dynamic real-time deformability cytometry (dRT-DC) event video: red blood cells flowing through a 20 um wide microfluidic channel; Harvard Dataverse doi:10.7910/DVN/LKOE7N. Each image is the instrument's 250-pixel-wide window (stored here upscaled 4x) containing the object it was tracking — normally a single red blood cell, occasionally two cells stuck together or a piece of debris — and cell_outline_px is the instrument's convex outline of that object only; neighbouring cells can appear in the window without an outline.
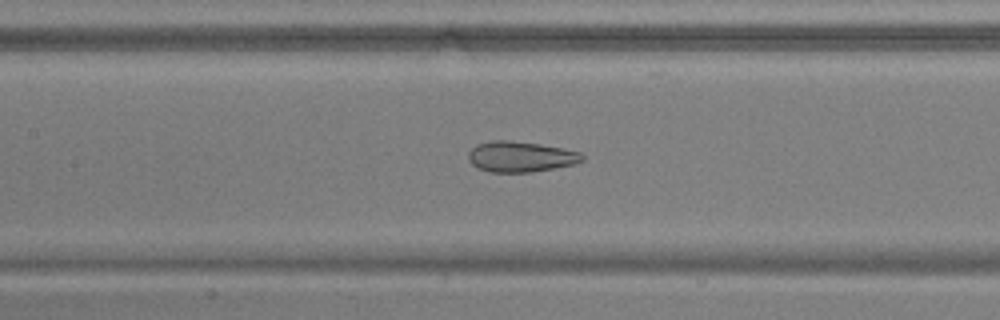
{"species": "common noctule bat (a hibernating species)", "species_latin": "Nyctalus noctula", "temperature_condition": "warm", "stored_images_in_passage": 53, "camera_frame_rate_fps": 3000, "um_per_image_px": 0.085, "animal": {"sex": "male", "body_mass_g": 17.9, "forearm_length_mm": 54.2}, "frame": {"image": 1, "passage_image": 25, "time_ms": 8.0, "image_size_px": [1000, 320], "cell_outline_px": [[584, 160], [572, 164], [532, 172], [488, 172], [476, 168], [468, 160], [468, 152], [476, 144], [492, 140], [508, 140], [540, 144], [564, 148], [580, 152], [584, 156]], "centroid_in_image_um": [44.21, 13.31], "position_along_channel_um": 163.2, "area_um2": 20.4}}
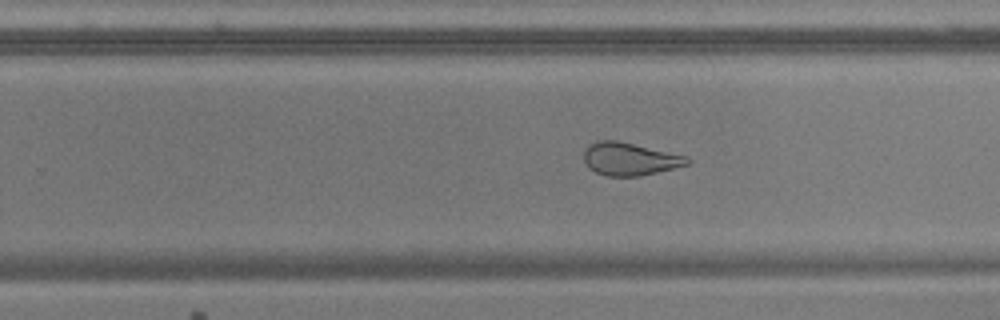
{"frame": {"image": 2, "passage_image": 34, "time_ms": 11.0, "image_size_px": [1000, 320], "cell_outline_px": [[692, 160], [688, 164], [640, 176], [608, 176], [596, 172], [588, 168], [584, 160], [584, 148], [588, 144], [600, 140], [616, 140], [688, 156]], "centroid_in_image_um": [53.5, 13.5], "position_along_channel_um": 276.3, "area_um2": 19.71}}
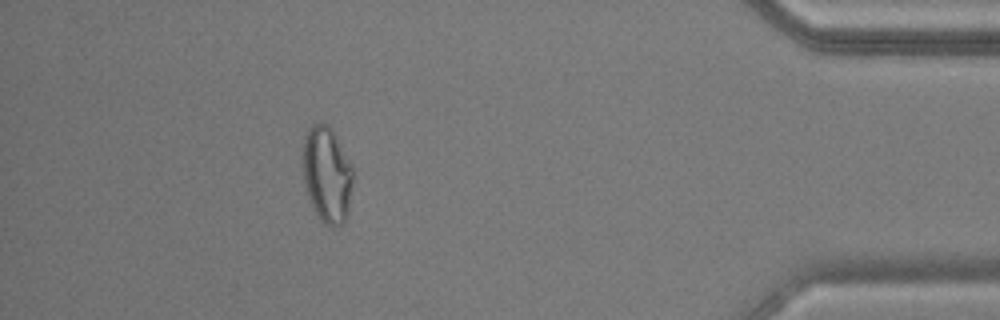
{"frame": {"image": 3, "passage_image": 48, "time_ms": 15.667, "image_size_px": [1000, 320], "cell_outline_px": [[352, 180], [348, 216], [340, 224], [332, 228], [324, 224], [316, 212], [308, 196], [304, 180], [304, 136], [308, 128], [312, 124], [328, 124], [332, 128], [352, 164]], "centroid_in_image_um": [27.81, 14.83], "position_along_channel_um": 407.4, "area_um2": 27.86}, "authors_computed_cell_mechanics": {"area_um2": 26.588, "velocity_mm_per_s": 3.7773, "shape_relaxation_time_tau1_ms": null, "shape_relaxation_time_tau2_ms": 1.2428, "deformation_change_tau1": null, "deformation_change_tau2": 0.083}}